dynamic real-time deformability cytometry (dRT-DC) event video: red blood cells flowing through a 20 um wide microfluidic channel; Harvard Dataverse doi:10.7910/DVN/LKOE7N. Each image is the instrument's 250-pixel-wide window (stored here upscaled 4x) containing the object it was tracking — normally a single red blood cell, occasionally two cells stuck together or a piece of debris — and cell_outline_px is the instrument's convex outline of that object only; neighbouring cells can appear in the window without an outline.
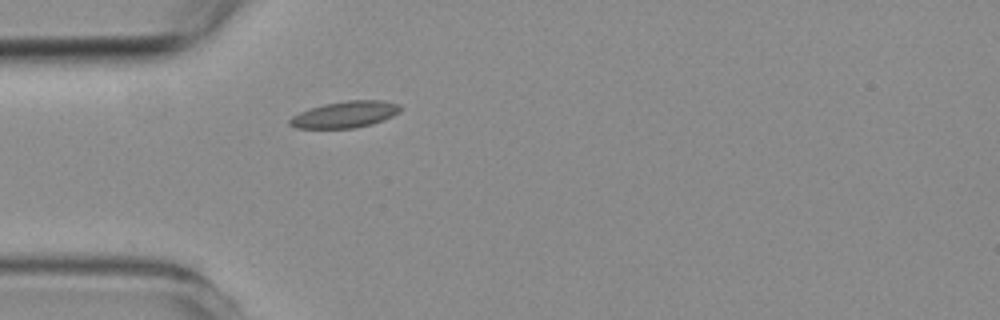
{"species": "common noctule bat (a hibernating species)", "species_latin": "Nyctalus noctula", "temperature_condition": "room temperature", "stored_images_in_passage": 1, "camera_frame_rate_fps": 3000, "um_per_image_px": 0.085, "animal": {"sex": "female", "body_mass_g": 19.3, "forearm_length_mm": 54.1}, "frame": {"image": 1, "passage_image": 1, "time_ms": 0.0, "image_size_px": [1000, 320], "cell_outline_px": [[400, 112], [392, 116], [372, 124], [356, 128], [296, 128], [288, 124], [288, 120], [292, 116], [300, 112], [324, 104], [348, 100], [384, 100], [400, 104]], "centroid_in_image_um": [29.34, 9.73], "position_along_channel_um": 55.7, "area_um2": 17.05}}